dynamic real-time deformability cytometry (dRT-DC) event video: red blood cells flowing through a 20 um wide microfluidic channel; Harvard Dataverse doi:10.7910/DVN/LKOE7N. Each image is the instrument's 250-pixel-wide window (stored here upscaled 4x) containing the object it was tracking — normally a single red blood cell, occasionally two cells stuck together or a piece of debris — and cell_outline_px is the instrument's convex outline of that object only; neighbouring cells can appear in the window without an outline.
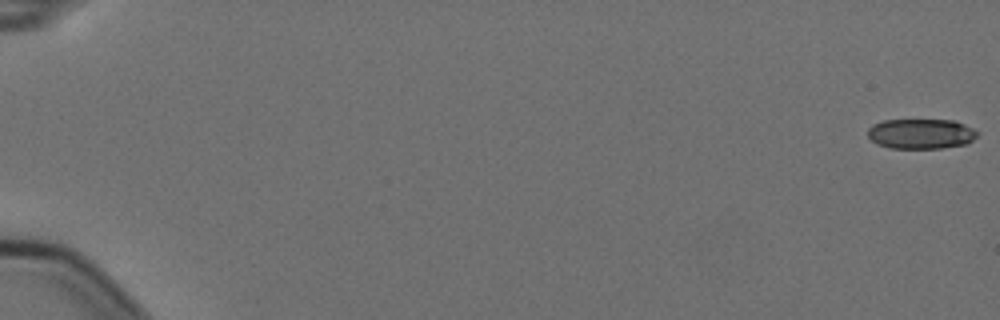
{"species": "Egyptian fruit bat (a non-hibernating species)", "species_latin": "Rousettus aegyptiacus", "temperature_condition": "cold", "stored_images_in_passage": 5, "camera_frame_rate_fps": 3000, "um_per_image_px": 0.085, "animal": {"sex": "female"}, "frame": {"image": 1, "passage_image": 1, "time_ms": 0.0, "image_size_px": [1000, 320], "cell_outline_px": [[980, 132], [968, 144], [940, 148], [892, 148], [876, 144], [868, 136], [868, 128], [872, 124], [884, 120], [956, 120]], "centroid_in_image_um": [78.29, 11.37], "position_along_channel_um": 6.7, "area_um2": 19.31}}
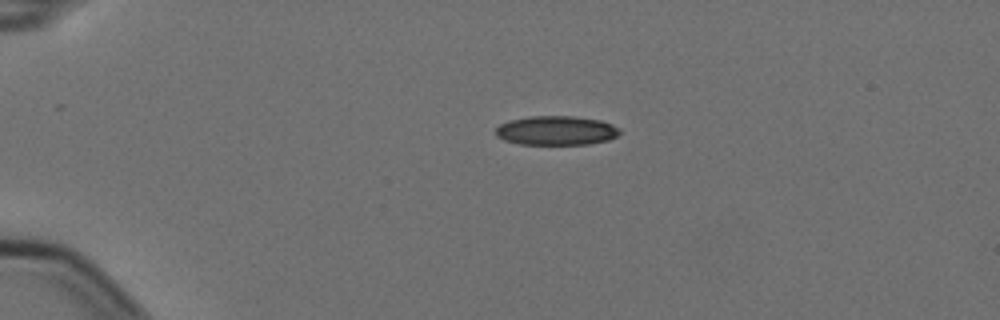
{"frame": {"image": 2, "passage_image": 4, "time_ms": 1.0, "image_size_px": [1000, 320], "cell_outline_px": [[620, 132], [616, 136], [608, 140], [588, 144], [520, 144], [504, 140], [496, 136], [496, 128], [500, 124], [512, 120], [528, 116], [572, 116], [600, 120], [612, 124], [620, 128]], "centroid_in_image_um": [47.29, 11.09], "position_along_channel_um": 37.7, "area_um2": 21.04}}